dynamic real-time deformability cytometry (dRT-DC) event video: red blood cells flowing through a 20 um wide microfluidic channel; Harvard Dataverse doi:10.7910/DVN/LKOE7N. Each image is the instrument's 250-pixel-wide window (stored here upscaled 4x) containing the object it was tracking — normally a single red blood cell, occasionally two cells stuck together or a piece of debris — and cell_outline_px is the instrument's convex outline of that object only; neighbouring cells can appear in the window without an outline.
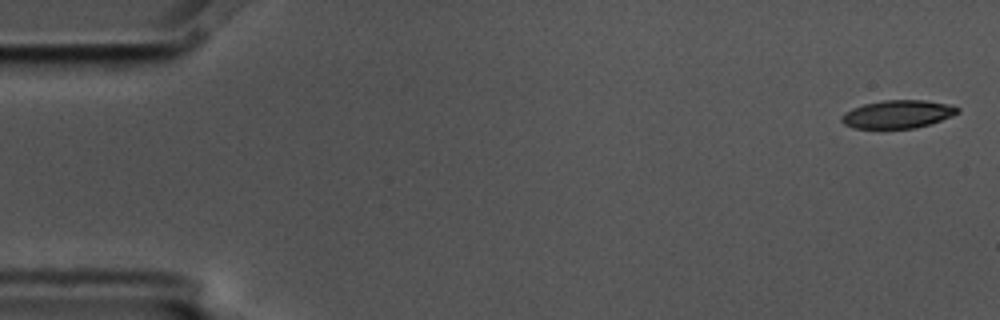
{"species": "common noctule bat (a hibernating species)", "species_latin": "Nyctalus noctula", "temperature_condition": "cold", "stored_images_in_passage": 6, "segment_of_instrument_passage": [1, 2], "camera_frame_rate_fps": 3000, "um_per_image_px": 0.085, "animal": {"sex": "male", "body_mass_g": 17.5, "forearm_length_mm": 52.3}, "frame": {"image": 1, "passage_image": 1, "time_ms": 0.0, "image_size_px": [1000, 320], "cell_outline_px": [[960, 112], [952, 116], [916, 128], [852, 128], [844, 124], [840, 120], [840, 116], [844, 112], [852, 108], [864, 104], [884, 100], [924, 100], [944, 104], [960, 108]], "centroid_in_image_um": [76.25, 9.71], "position_along_channel_um": 8.7, "area_um2": 18.84}}
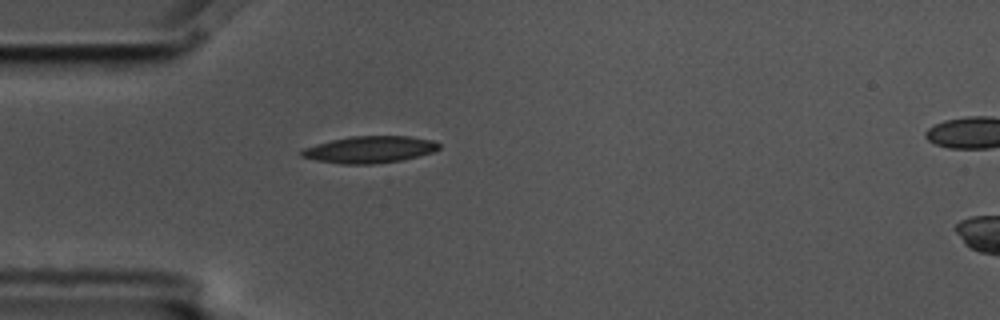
{"frame": {"image": 2, "passage_image": 5, "time_ms": 1.333, "image_size_px": [1000, 320], "cell_outline_px": [[440, 148], [432, 152], [404, 160], [372, 164], [344, 164], [316, 160], [300, 156], [300, 152], [304, 148], [316, 144], [332, 140], [352, 136], [408, 136], [432, 140], [440, 144]], "centroid_in_image_um": [31.43, 12.71], "position_along_channel_um": 53.6, "area_um2": 21.39}}